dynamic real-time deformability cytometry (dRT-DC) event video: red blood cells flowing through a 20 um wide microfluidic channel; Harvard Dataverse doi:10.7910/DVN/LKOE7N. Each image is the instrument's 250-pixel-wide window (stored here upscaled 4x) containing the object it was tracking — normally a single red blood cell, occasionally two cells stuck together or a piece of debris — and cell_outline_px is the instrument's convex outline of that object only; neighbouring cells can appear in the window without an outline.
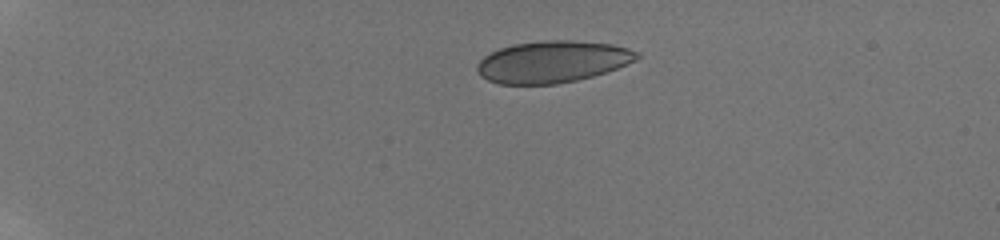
{"species": "human", "species_latin": "Homo sapiens", "temperature_condition": "room temperature", "stored_images_in_passage": 42, "camera_frame_rate_fps": 3000, "um_per_image_px": 0.085, "donor": {"sex": "male"}, "frame": {"image": 1, "passage_image": 1, "time_ms": 0.0, "image_size_px": [1000, 240], "cell_outline_px": [[640, 56], [636, 60], [616, 68], [592, 76], [576, 80], [556, 84], [500, 84], [488, 80], [480, 76], [476, 68], [476, 64], [484, 56], [500, 48], [512, 44], [544, 40], [572, 40], [612, 44], [628, 48], [640, 52]], "centroid_in_image_um": [46.95, 5.24], "position_along_channel_um": 38.1, "area_um2": 38.9}}
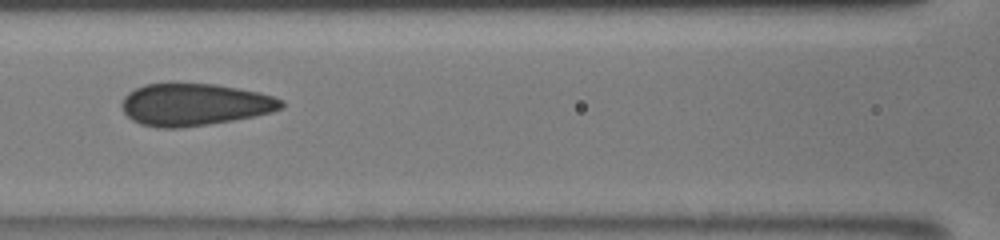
{"frame": {"image": 2, "passage_image": 16, "time_ms": 5.0, "image_size_px": [1000, 240], "cell_outline_px": [[284, 108], [272, 112], [256, 116], [208, 124], [180, 128], [160, 128], [140, 124], [132, 120], [124, 112], [120, 104], [124, 96], [128, 92], [144, 84], [216, 84], [260, 92], [284, 100]], "centroid_in_image_um": [16.55, 8.89], "position_along_channel_um": 150.1, "area_um2": 39.3}}
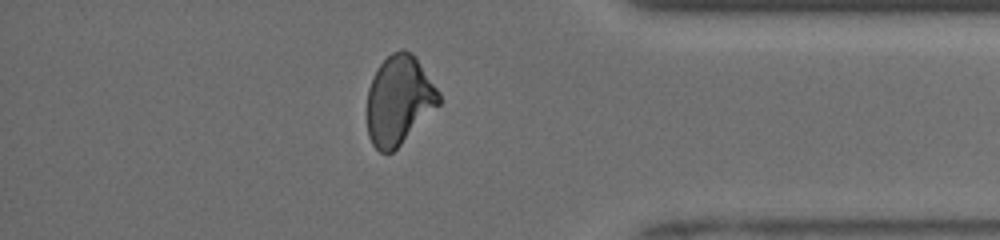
{"frame": {"image": 3, "passage_image": 36, "time_ms": 11.667, "image_size_px": [1000, 240], "cell_outline_px": [[440, 104], [392, 152], [380, 152], [372, 144], [368, 136], [368, 88], [372, 76], [376, 68], [392, 52], [400, 48], [404, 48], [412, 52], [416, 56], [440, 92]], "centroid_in_image_um": [33.92, 8.46], "position_along_channel_um": 401.3, "area_um2": 37.22}, "authors_computed_cell_mechanics": {"area_um2": 38.8994, "velocity_mm_per_s": 3.9715, "shape_relaxation_time_tau1_ms": null, "shape_relaxation_time_tau2_ms": 1.0207, "deformation_change_tau1": null, "deformation_change_tau2": 0.0523}}